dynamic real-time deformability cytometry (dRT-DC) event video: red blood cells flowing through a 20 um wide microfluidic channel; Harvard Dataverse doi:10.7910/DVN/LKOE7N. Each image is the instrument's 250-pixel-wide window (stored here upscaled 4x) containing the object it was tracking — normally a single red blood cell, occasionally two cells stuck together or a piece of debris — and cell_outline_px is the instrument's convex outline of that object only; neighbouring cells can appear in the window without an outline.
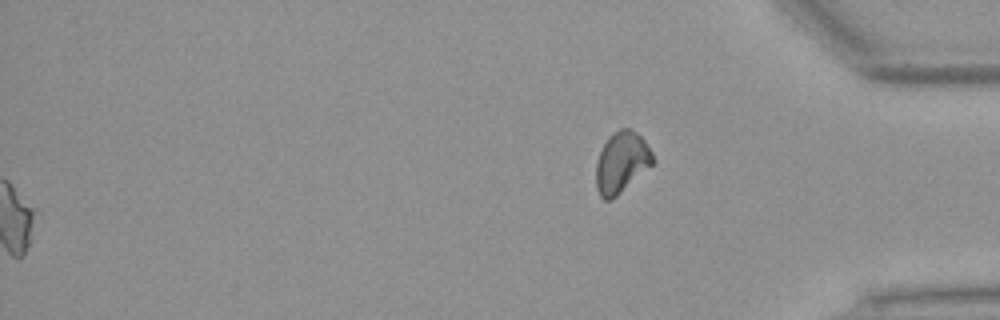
{"species": "Egyptian fruit bat (a non-hibernating species)", "species_latin": "Rousettus aegyptiacus", "temperature_condition": "warm", "stored_images_in_passage": 52, "segment_of_instrument_passage": [2, 2], "camera_frame_rate_fps": 3000, "um_per_image_px": 0.085, "animal": {"sex": "female"}, "frame": {"image": 1, "passage_image": 52, "time_ms": 17.0, "image_size_px": [1000, 320], "cell_outline_px": [[656, 160], [652, 164], [612, 200], [604, 200], [600, 196], [596, 188], [596, 164], [600, 152], [608, 136], [612, 132], [620, 128], [628, 128], [636, 132], [644, 140], [652, 152]], "centroid_in_image_um": [52.82, 13.79], "position_along_channel_um": 382.4, "area_um2": 20.11}}